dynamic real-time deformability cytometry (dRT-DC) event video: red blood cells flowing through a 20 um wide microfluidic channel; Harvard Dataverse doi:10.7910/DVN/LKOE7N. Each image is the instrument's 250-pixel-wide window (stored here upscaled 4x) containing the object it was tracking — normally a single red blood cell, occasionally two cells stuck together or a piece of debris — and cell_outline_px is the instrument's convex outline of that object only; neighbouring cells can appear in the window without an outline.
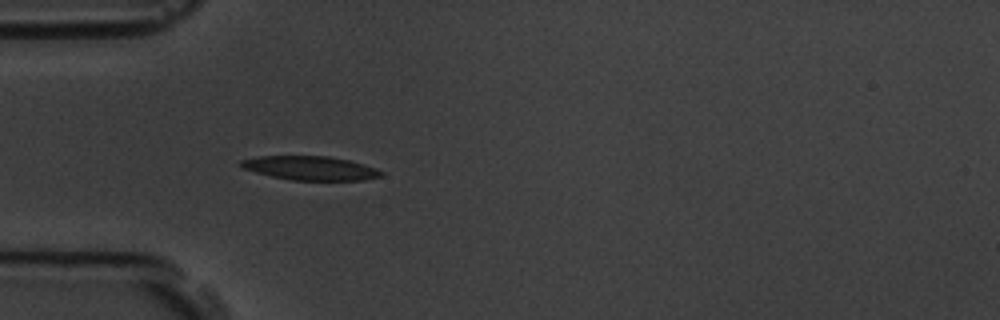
{"species": "common noctule bat (a hibernating species)", "species_latin": "Nyctalus noctula", "temperature_condition": "room temperature", "stored_images_in_passage": 5, "camera_frame_rate_fps": 3000, "um_per_image_px": 0.085, "animal": {"sex": "male", "body_mass_g": 19.5, "forearm_length_mm": 54.6}, "frame": {"image": 1, "passage_image": 5, "time_ms": 4.333, "image_size_px": [1000, 320], "cell_outline_px": [[384, 172], [380, 176], [364, 180], [292, 180], [272, 176], [256, 172], [244, 168], [236, 164], [240, 160], [256, 156], [328, 156], [348, 160]], "centroid_in_image_um": [26.29, 14.28], "position_along_channel_um": 58.7, "area_um2": 19.31}}